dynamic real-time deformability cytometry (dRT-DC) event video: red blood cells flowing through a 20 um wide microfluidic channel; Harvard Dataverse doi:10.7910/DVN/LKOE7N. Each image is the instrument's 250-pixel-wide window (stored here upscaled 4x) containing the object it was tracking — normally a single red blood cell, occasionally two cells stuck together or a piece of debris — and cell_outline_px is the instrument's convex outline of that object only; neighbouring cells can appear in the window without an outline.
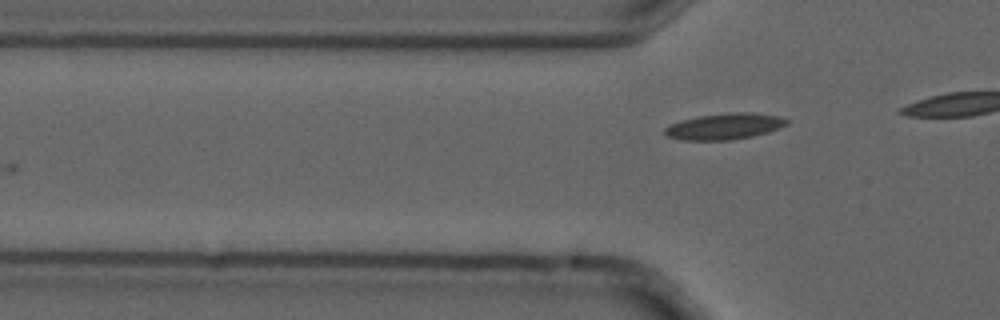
{"species": "common noctule bat (a hibernating species)", "species_latin": "Nyctalus noctula", "temperature_condition": "cold", "stored_images_in_passage": 3, "camera_frame_rate_fps": 3000, "um_per_image_px": 0.085, "animal": {"sex": "male", "forearm_length_mm": 52.5}, "frame": {"image": 1, "passage_image": 3, "time_ms": 0.667, "image_size_px": [1000, 320], "cell_outline_px": [[788, 124], [780, 128], [768, 132], [752, 136], [728, 140], [684, 140], [668, 136], [664, 132], [664, 128], [680, 120], [700, 116], [732, 112], [752, 112], [780, 116], [788, 120]], "centroid_in_image_um": [61.62, 10.73], "position_along_channel_um": 64.2, "area_um2": 18.5}}